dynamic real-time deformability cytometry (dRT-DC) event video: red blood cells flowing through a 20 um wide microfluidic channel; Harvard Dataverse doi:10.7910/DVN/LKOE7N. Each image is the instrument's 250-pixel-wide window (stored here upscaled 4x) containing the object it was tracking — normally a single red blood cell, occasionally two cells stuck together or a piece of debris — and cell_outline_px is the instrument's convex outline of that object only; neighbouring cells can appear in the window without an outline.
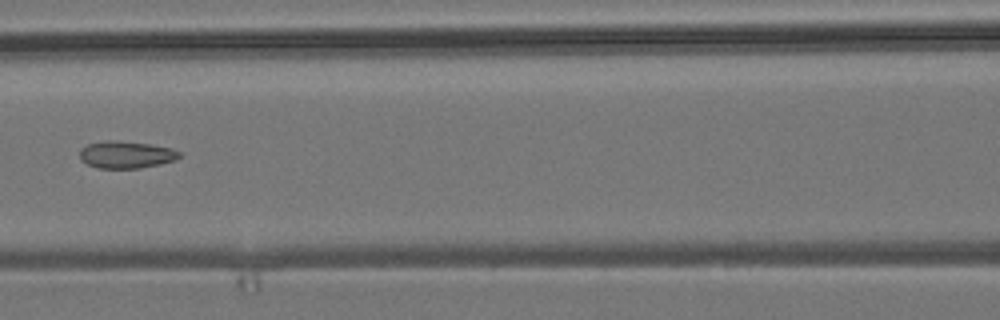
{"species": "common noctule bat (a hibernating species)", "species_latin": "Nyctalus noctula", "temperature_condition": "room temperature", "stored_images_in_passage": 3, "camera_frame_rate_fps": 3000, "um_per_image_px": 0.085, "animal": {"sex": "male", "body_mass_g": 19.2, "forearm_length_mm": 51.8}, "frame": {"image": 1, "passage_image": 3, "time_ms": 2.333, "image_size_px": [1000, 320], "cell_outline_px": [[180, 156], [176, 160], [160, 164], [140, 168], [96, 168], [80, 160], [80, 148], [88, 144], [104, 140], [112, 140], [152, 144], [172, 148], [180, 152]], "centroid_in_image_um": [10.71, 13.14], "position_along_channel_um": 155.9, "area_um2": 15.9}}